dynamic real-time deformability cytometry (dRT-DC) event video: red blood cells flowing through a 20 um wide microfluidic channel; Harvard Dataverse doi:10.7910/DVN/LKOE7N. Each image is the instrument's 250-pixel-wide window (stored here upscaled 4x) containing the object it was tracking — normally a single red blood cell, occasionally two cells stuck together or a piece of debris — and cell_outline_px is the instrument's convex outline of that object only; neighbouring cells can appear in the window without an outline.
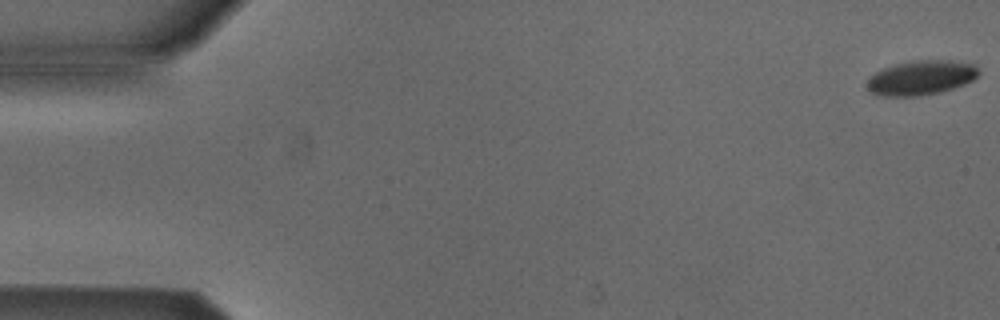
{"species": "Egyptian fruit bat (a non-hibernating species)", "species_latin": "Rousettus aegyptiacus", "temperature_condition": "cold", "stored_images_in_passage": 5, "camera_frame_rate_fps": 3000, "um_per_image_px": 0.085, "animal": {"sex": "male"}, "frame": {"image": 1, "passage_image": 1, "time_ms": 0.0, "image_size_px": [1000, 320], "cell_outline_px": [[980, 72], [972, 80], [964, 84], [940, 92], [916, 96], [884, 96], [868, 92], [868, 76], [884, 68], [896, 64], [916, 60], [952, 60], [972, 64]], "centroid_in_image_um": [78.26, 6.61], "position_along_channel_um": 6.7, "area_um2": 22.25}}
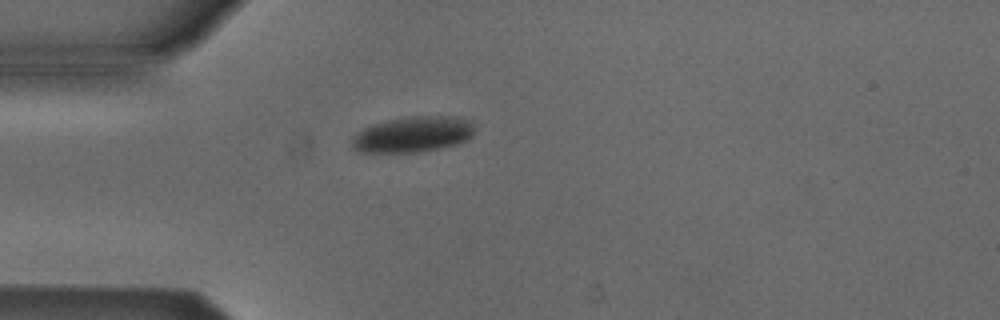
{"frame": {"image": 2, "passage_image": 5, "time_ms": 1.333, "image_size_px": [1000, 320], "cell_outline_px": [[472, 136], [456, 144], [416, 152], [360, 152], [352, 148], [352, 140], [356, 132], [372, 124], [404, 116], [456, 116], [468, 120], [472, 124]], "centroid_in_image_um": [35.04, 11.41], "position_along_channel_um": 50.0, "area_um2": 25.32}}